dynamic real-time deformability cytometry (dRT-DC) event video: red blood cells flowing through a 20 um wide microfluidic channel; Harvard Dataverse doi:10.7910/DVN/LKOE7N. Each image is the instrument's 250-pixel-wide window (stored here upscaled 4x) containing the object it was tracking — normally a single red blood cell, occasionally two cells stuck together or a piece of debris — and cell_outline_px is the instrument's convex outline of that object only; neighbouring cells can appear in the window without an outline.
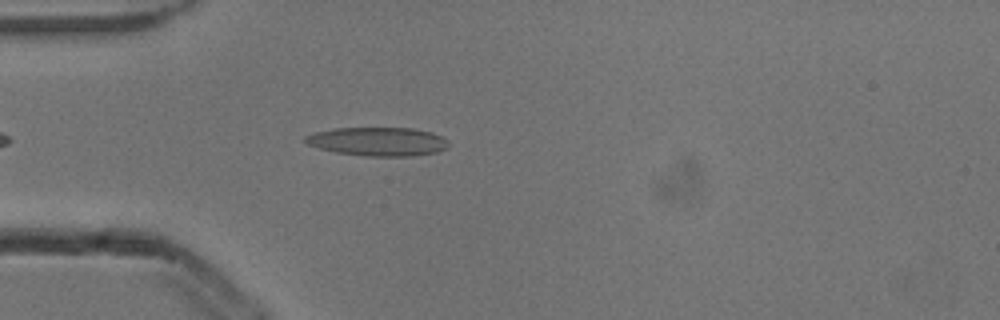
{"species": "common noctule bat (a hibernating species)", "species_latin": "Nyctalus noctula", "temperature_condition": "cold", "stored_images_in_passage": 4, "camera_frame_rate_fps": 3000, "um_per_image_px": 0.085, "animal": {"sex": "male", "body_mass_g": 13.3}, "frame": {"image": 1, "passage_image": 4, "time_ms": 1.0, "image_size_px": [1000, 320], "cell_outline_px": [[448, 148], [436, 152], [412, 156], [364, 156], [336, 152], [320, 148], [308, 144], [304, 140], [304, 136], [316, 132], [332, 128], [412, 128], [432, 132], [448, 140]], "centroid_in_image_um": [32.13, 12.03], "position_along_channel_um": 52.9, "area_um2": 23.93}}